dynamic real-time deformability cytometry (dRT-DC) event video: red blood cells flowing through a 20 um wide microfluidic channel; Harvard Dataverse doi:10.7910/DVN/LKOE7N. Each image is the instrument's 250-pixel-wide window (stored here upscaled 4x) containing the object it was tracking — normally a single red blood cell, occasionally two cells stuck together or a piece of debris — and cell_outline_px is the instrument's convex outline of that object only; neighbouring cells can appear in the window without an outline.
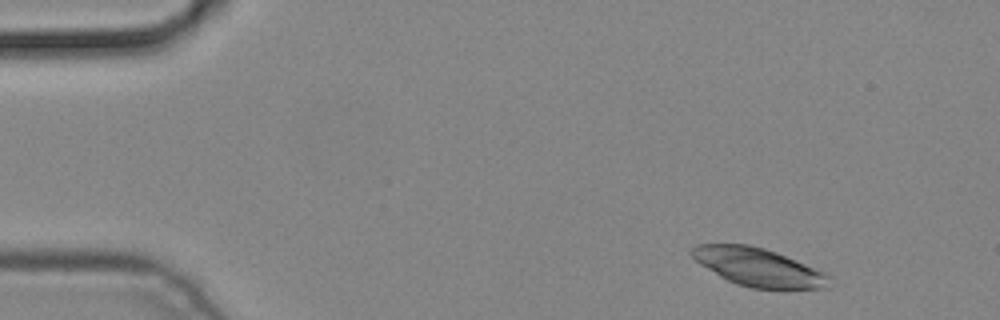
{"species": "common noctule bat (a hibernating species)", "species_latin": "Nyctalus noctula", "temperature_condition": "cold", "stored_images_in_passage": 4, "camera_frame_rate_fps": 3000, "um_per_image_px": 0.085, "animal": {"sex": "male", "body_mass_g": 19.2, "forearm_length_mm": 51.8}, "frame": {"image": 1, "passage_image": 1, "time_ms": 0.0, "image_size_px": [1000, 320], "cell_outline_px": [[828, 288], [752, 288], [736, 284], [720, 276], [700, 264], [688, 252], [696, 244], [748, 244], [764, 248], [776, 252], [828, 272]], "centroid_in_image_um": [64.45, 22.69], "position_along_channel_um": 20.6, "area_um2": 30.4}}